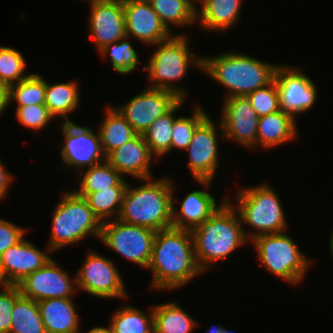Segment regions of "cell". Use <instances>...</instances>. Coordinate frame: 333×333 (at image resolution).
<instances>
[{
  "mask_svg": "<svg viewBox=\"0 0 333 333\" xmlns=\"http://www.w3.org/2000/svg\"><path fill=\"white\" fill-rule=\"evenodd\" d=\"M147 268L152 272L150 287L156 290L181 288L203 273L196 262L191 230L170 227L157 231Z\"/></svg>",
  "mask_w": 333,
  "mask_h": 333,
  "instance_id": "cell-1",
  "label": "cell"
},
{
  "mask_svg": "<svg viewBox=\"0 0 333 333\" xmlns=\"http://www.w3.org/2000/svg\"><path fill=\"white\" fill-rule=\"evenodd\" d=\"M229 199L224 196L218 209L191 230L196 262L203 273L210 263L226 260L238 247L250 242Z\"/></svg>",
  "mask_w": 333,
  "mask_h": 333,
  "instance_id": "cell-2",
  "label": "cell"
},
{
  "mask_svg": "<svg viewBox=\"0 0 333 333\" xmlns=\"http://www.w3.org/2000/svg\"><path fill=\"white\" fill-rule=\"evenodd\" d=\"M139 187L125 188L118 220L143 226L155 232L173 227L172 193L174 185L169 178L143 179Z\"/></svg>",
  "mask_w": 333,
  "mask_h": 333,
  "instance_id": "cell-3",
  "label": "cell"
},
{
  "mask_svg": "<svg viewBox=\"0 0 333 333\" xmlns=\"http://www.w3.org/2000/svg\"><path fill=\"white\" fill-rule=\"evenodd\" d=\"M277 66L241 52H224L203 57L202 71L228 89L224 98H230L246 96L269 84Z\"/></svg>",
  "mask_w": 333,
  "mask_h": 333,
  "instance_id": "cell-4",
  "label": "cell"
},
{
  "mask_svg": "<svg viewBox=\"0 0 333 333\" xmlns=\"http://www.w3.org/2000/svg\"><path fill=\"white\" fill-rule=\"evenodd\" d=\"M156 45L158 49L150 55L148 65L143 66L151 83L148 87L169 90L181 99H186L187 92L184 88L177 87L174 81L185 78L191 65L202 71L203 57L191 52L188 38L182 33H174Z\"/></svg>",
  "mask_w": 333,
  "mask_h": 333,
  "instance_id": "cell-5",
  "label": "cell"
},
{
  "mask_svg": "<svg viewBox=\"0 0 333 333\" xmlns=\"http://www.w3.org/2000/svg\"><path fill=\"white\" fill-rule=\"evenodd\" d=\"M238 190L237 203L232 206L238 212L241 224L253 229L249 230L251 232L244 230L249 241L260 235L286 231L288 222L284 209L272 186L265 183Z\"/></svg>",
  "mask_w": 333,
  "mask_h": 333,
  "instance_id": "cell-6",
  "label": "cell"
},
{
  "mask_svg": "<svg viewBox=\"0 0 333 333\" xmlns=\"http://www.w3.org/2000/svg\"><path fill=\"white\" fill-rule=\"evenodd\" d=\"M56 205L48 247L52 251L70 244H80L90 234L100 239L101 222L93 214L86 199L75 191L61 193Z\"/></svg>",
  "mask_w": 333,
  "mask_h": 333,
  "instance_id": "cell-7",
  "label": "cell"
},
{
  "mask_svg": "<svg viewBox=\"0 0 333 333\" xmlns=\"http://www.w3.org/2000/svg\"><path fill=\"white\" fill-rule=\"evenodd\" d=\"M284 233L260 235L251 243L262 267L288 284L296 285L303 281L312 262L292 237Z\"/></svg>",
  "mask_w": 333,
  "mask_h": 333,
  "instance_id": "cell-8",
  "label": "cell"
},
{
  "mask_svg": "<svg viewBox=\"0 0 333 333\" xmlns=\"http://www.w3.org/2000/svg\"><path fill=\"white\" fill-rule=\"evenodd\" d=\"M156 232L118 219L102 222L100 240L122 257L147 269Z\"/></svg>",
  "mask_w": 333,
  "mask_h": 333,
  "instance_id": "cell-9",
  "label": "cell"
},
{
  "mask_svg": "<svg viewBox=\"0 0 333 333\" xmlns=\"http://www.w3.org/2000/svg\"><path fill=\"white\" fill-rule=\"evenodd\" d=\"M89 252L80 270L75 274L77 289L98 298L127 299L126 287L112 259L95 251Z\"/></svg>",
  "mask_w": 333,
  "mask_h": 333,
  "instance_id": "cell-10",
  "label": "cell"
},
{
  "mask_svg": "<svg viewBox=\"0 0 333 333\" xmlns=\"http://www.w3.org/2000/svg\"><path fill=\"white\" fill-rule=\"evenodd\" d=\"M222 134L221 124H216L208 116L195 130L191 142L185 149L188 152V168L192 178L203 187L210 188L219 165L218 133Z\"/></svg>",
  "mask_w": 333,
  "mask_h": 333,
  "instance_id": "cell-11",
  "label": "cell"
},
{
  "mask_svg": "<svg viewBox=\"0 0 333 333\" xmlns=\"http://www.w3.org/2000/svg\"><path fill=\"white\" fill-rule=\"evenodd\" d=\"M61 158L67 168L77 171L89 168L106 160L101 148L99 132L96 134L90 127L79 126L75 122H62Z\"/></svg>",
  "mask_w": 333,
  "mask_h": 333,
  "instance_id": "cell-12",
  "label": "cell"
},
{
  "mask_svg": "<svg viewBox=\"0 0 333 333\" xmlns=\"http://www.w3.org/2000/svg\"><path fill=\"white\" fill-rule=\"evenodd\" d=\"M274 80L278 88L280 110L291 115L310 110L317 100V89L311 78L296 67L278 65Z\"/></svg>",
  "mask_w": 333,
  "mask_h": 333,
  "instance_id": "cell-13",
  "label": "cell"
},
{
  "mask_svg": "<svg viewBox=\"0 0 333 333\" xmlns=\"http://www.w3.org/2000/svg\"><path fill=\"white\" fill-rule=\"evenodd\" d=\"M181 98L165 89L147 88L129 102L115 108L137 134H143L152 123L168 112Z\"/></svg>",
  "mask_w": 333,
  "mask_h": 333,
  "instance_id": "cell-14",
  "label": "cell"
},
{
  "mask_svg": "<svg viewBox=\"0 0 333 333\" xmlns=\"http://www.w3.org/2000/svg\"><path fill=\"white\" fill-rule=\"evenodd\" d=\"M65 270L52 258L42 268L20 281V294L36 302L51 298H72L77 291L76 275L70 279Z\"/></svg>",
  "mask_w": 333,
  "mask_h": 333,
  "instance_id": "cell-15",
  "label": "cell"
},
{
  "mask_svg": "<svg viewBox=\"0 0 333 333\" xmlns=\"http://www.w3.org/2000/svg\"><path fill=\"white\" fill-rule=\"evenodd\" d=\"M221 124L223 139L257 149L258 115L246 96L224 98Z\"/></svg>",
  "mask_w": 333,
  "mask_h": 333,
  "instance_id": "cell-16",
  "label": "cell"
},
{
  "mask_svg": "<svg viewBox=\"0 0 333 333\" xmlns=\"http://www.w3.org/2000/svg\"><path fill=\"white\" fill-rule=\"evenodd\" d=\"M49 252L53 251L48 246L43 251L24 238L9 247L0 256V284L17 285L52 259Z\"/></svg>",
  "mask_w": 333,
  "mask_h": 333,
  "instance_id": "cell-17",
  "label": "cell"
},
{
  "mask_svg": "<svg viewBox=\"0 0 333 333\" xmlns=\"http://www.w3.org/2000/svg\"><path fill=\"white\" fill-rule=\"evenodd\" d=\"M123 6L128 38L155 46L173 35L147 0H123Z\"/></svg>",
  "mask_w": 333,
  "mask_h": 333,
  "instance_id": "cell-18",
  "label": "cell"
},
{
  "mask_svg": "<svg viewBox=\"0 0 333 333\" xmlns=\"http://www.w3.org/2000/svg\"><path fill=\"white\" fill-rule=\"evenodd\" d=\"M90 10L88 28L98 51L127 36L123 0L92 2Z\"/></svg>",
  "mask_w": 333,
  "mask_h": 333,
  "instance_id": "cell-19",
  "label": "cell"
},
{
  "mask_svg": "<svg viewBox=\"0 0 333 333\" xmlns=\"http://www.w3.org/2000/svg\"><path fill=\"white\" fill-rule=\"evenodd\" d=\"M152 159L154 156L150 153L142 134H137L106 157V161L123 177L130 175L141 180L152 178Z\"/></svg>",
  "mask_w": 333,
  "mask_h": 333,
  "instance_id": "cell-20",
  "label": "cell"
},
{
  "mask_svg": "<svg viewBox=\"0 0 333 333\" xmlns=\"http://www.w3.org/2000/svg\"><path fill=\"white\" fill-rule=\"evenodd\" d=\"M174 193H172V225L178 229L192 230L202 221L208 219L221 204L205 190H193L187 193L178 210Z\"/></svg>",
  "mask_w": 333,
  "mask_h": 333,
  "instance_id": "cell-21",
  "label": "cell"
},
{
  "mask_svg": "<svg viewBox=\"0 0 333 333\" xmlns=\"http://www.w3.org/2000/svg\"><path fill=\"white\" fill-rule=\"evenodd\" d=\"M72 298H51L38 301L46 333H79V319Z\"/></svg>",
  "mask_w": 333,
  "mask_h": 333,
  "instance_id": "cell-22",
  "label": "cell"
},
{
  "mask_svg": "<svg viewBox=\"0 0 333 333\" xmlns=\"http://www.w3.org/2000/svg\"><path fill=\"white\" fill-rule=\"evenodd\" d=\"M296 120L279 110L258 118L257 146L265 150L274 148L298 137Z\"/></svg>",
  "mask_w": 333,
  "mask_h": 333,
  "instance_id": "cell-23",
  "label": "cell"
},
{
  "mask_svg": "<svg viewBox=\"0 0 333 333\" xmlns=\"http://www.w3.org/2000/svg\"><path fill=\"white\" fill-rule=\"evenodd\" d=\"M241 2L243 0H205L201 9H197V21L206 31H225L239 21Z\"/></svg>",
  "mask_w": 333,
  "mask_h": 333,
  "instance_id": "cell-24",
  "label": "cell"
},
{
  "mask_svg": "<svg viewBox=\"0 0 333 333\" xmlns=\"http://www.w3.org/2000/svg\"><path fill=\"white\" fill-rule=\"evenodd\" d=\"M77 81L49 84L45 80V103L51 115L60 117L64 122H71L69 115L80 105V91Z\"/></svg>",
  "mask_w": 333,
  "mask_h": 333,
  "instance_id": "cell-25",
  "label": "cell"
},
{
  "mask_svg": "<svg viewBox=\"0 0 333 333\" xmlns=\"http://www.w3.org/2000/svg\"><path fill=\"white\" fill-rule=\"evenodd\" d=\"M105 111L98 132L102 151L107 157L112 151L134 138L137 133L115 107L107 105Z\"/></svg>",
  "mask_w": 333,
  "mask_h": 333,
  "instance_id": "cell-26",
  "label": "cell"
},
{
  "mask_svg": "<svg viewBox=\"0 0 333 333\" xmlns=\"http://www.w3.org/2000/svg\"><path fill=\"white\" fill-rule=\"evenodd\" d=\"M154 333H192L197 323L176 302L153 305Z\"/></svg>",
  "mask_w": 333,
  "mask_h": 333,
  "instance_id": "cell-27",
  "label": "cell"
},
{
  "mask_svg": "<svg viewBox=\"0 0 333 333\" xmlns=\"http://www.w3.org/2000/svg\"><path fill=\"white\" fill-rule=\"evenodd\" d=\"M186 99H180L168 112L158 117L152 125L143 132V137L147 143L150 153L155 157V160L169 154L171 152V129L177 110ZM157 158V159H156Z\"/></svg>",
  "mask_w": 333,
  "mask_h": 333,
  "instance_id": "cell-28",
  "label": "cell"
},
{
  "mask_svg": "<svg viewBox=\"0 0 333 333\" xmlns=\"http://www.w3.org/2000/svg\"><path fill=\"white\" fill-rule=\"evenodd\" d=\"M165 27L173 33L170 25L185 27L196 24L197 3L194 0H147Z\"/></svg>",
  "mask_w": 333,
  "mask_h": 333,
  "instance_id": "cell-29",
  "label": "cell"
},
{
  "mask_svg": "<svg viewBox=\"0 0 333 333\" xmlns=\"http://www.w3.org/2000/svg\"><path fill=\"white\" fill-rule=\"evenodd\" d=\"M86 170V171H85ZM81 170L76 182H80L76 193H92L111 186H127L126 179L106 160L92 167Z\"/></svg>",
  "mask_w": 333,
  "mask_h": 333,
  "instance_id": "cell-30",
  "label": "cell"
},
{
  "mask_svg": "<svg viewBox=\"0 0 333 333\" xmlns=\"http://www.w3.org/2000/svg\"><path fill=\"white\" fill-rule=\"evenodd\" d=\"M150 309L147 313L135 306L123 305L110 318L113 333H154L152 306Z\"/></svg>",
  "mask_w": 333,
  "mask_h": 333,
  "instance_id": "cell-31",
  "label": "cell"
},
{
  "mask_svg": "<svg viewBox=\"0 0 333 333\" xmlns=\"http://www.w3.org/2000/svg\"><path fill=\"white\" fill-rule=\"evenodd\" d=\"M125 188L126 186H111L109 189L97 192L77 194L86 199L93 214L102 223L113 218L117 219Z\"/></svg>",
  "mask_w": 333,
  "mask_h": 333,
  "instance_id": "cell-32",
  "label": "cell"
},
{
  "mask_svg": "<svg viewBox=\"0 0 333 333\" xmlns=\"http://www.w3.org/2000/svg\"><path fill=\"white\" fill-rule=\"evenodd\" d=\"M10 333H46L36 301L22 295L15 300Z\"/></svg>",
  "mask_w": 333,
  "mask_h": 333,
  "instance_id": "cell-33",
  "label": "cell"
},
{
  "mask_svg": "<svg viewBox=\"0 0 333 333\" xmlns=\"http://www.w3.org/2000/svg\"><path fill=\"white\" fill-rule=\"evenodd\" d=\"M9 104L15 101L17 106L45 103V79L37 73L30 75L9 87Z\"/></svg>",
  "mask_w": 333,
  "mask_h": 333,
  "instance_id": "cell-34",
  "label": "cell"
},
{
  "mask_svg": "<svg viewBox=\"0 0 333 333\" xmlns=\"http://www.w3.org/2000/svg\"><path fill=\"white\" fill-rule=\"evenodd\" d=\"M127 39L129 38L126 36L117 42L107 44L98 51L104 58L110 56L112 68L121 75L132 73L140 62L138 53Z\"/></svg>",
  "mask_w": 333,
  "mask_h": 333,
  "instance_id": "cell-35",
  "label": "cell"
},
{
  "mask_svg": "<svg viewBox=\"0 0 333 333\" xmlns=\"http://www.w3.org/2000/svg\"><path fill=\"white\" fill-rule=\"evenodd\" d=\"M204 110L205 108L197 105L190 117L180 116L174 120L171 129V151L175 148L185 150L188 147L196 128L208 117Z\"/></svg>",
  "mask_w": 333,
  "mask_h": 333,
  "instance_id": "cell-36",
  "label": "cell"
},
{
  "mask_svg": "<svg viewBox=\"0 0 333 333\" xmlns=\"http://www.w3.org/2000/svg\"><path fill=\"white\" fill-rule=\"evenodd\" d=\"M26 66L21 52L11 47L0 46V81L8 88L30 75L25 73Z\"/></svg>",
  "mask_w": 333,
  "mask_h": 333,
  "instance_id": "cell-37",
  "label": "cell"
},
{
  "mask_svg": "<svg viewBox=\"0 0 333 333\" xmlns=\"http://www.w3.org/2000/svg\"><path fill=\"white\" fill-rule=\"evenodd\" d=\"M258 117L280 110L278 88L273 79L269 84L246 95Z\"/></svg>",
  "mask_w": 333,
  "mask_h": 333,
  "instance_id": "cell-38",
  "label": "cell"
},
{
  "mask_svg": "<svg viewBox=\"0 0 333 333\" xmlns=\"http://www.w3.org/2000/svg\"><path fill=\"white\" fill-rule=\"evenodd\" d=\"M15 112L17 121L34 131L44 129L51 120L55 119L44 104L16 106Z\"/></svg>",
  "mask_w": 333,
  "mask_h": 333,
  "instance_id": "cell-39",
  "label": "cell"
},
{
  "mask_svg": "<svg viewBox=\"0 0 333 333\" xmlns=\"http://www.w3.org/2000/svg\"><path fill=\"white\" fill-rule=\"evenodd\" d=\"M0 333H10L15 300L21 295L17 285L0 284Z\"/></svg>",
  "mask_w": 333,
  "mask_h": 333,
  "instance_id": "cell-40",
  "label": "cell"
},
{
  "mask_svg": "<svg viewBox=\"0 0 333 333\" xmlns=\"http://www.w3.org/2000/svg\"><path fill=\"white\" fill-rule=\"evenodd\" d=\"M26 230L13 222L0 218V256L9 247L16 245L25 236Z\"/></svg>",
  "mask_w": 333,
  "mask_h": 333,
  "instance_id": "cell-41",
  "label": "cell"
},
{
  "mask_svg": "<svg viewBox=\"0 0 333 333\" xmlns=\"http://www.w3.org/2000/svg\"><path fill=\"white\" fill-rule=\"evenodd\" d=\"M13 176L14 175H12L11 172H8L0 160V200L6 197L11 183L13 182Z\"/></svg>",
  "mask_w": 333,
  "mask_h": 333,
  "instance_id": "cell-42",
  "label": "cell"
},
{
  "mask_svg": "<svg viewBox=\"0 0 333 333\" xmlns=\"http://www.w3.org/2000/svg\"><path fill=\"white\" fill-rule=\"evenodd\" d=\"M9 88L0 81V115L7 109L9 105L8 101Z\"/></svg>",
  "mask_w": 333,
  "mask_h": 333,
  "instance_id": "cell-43",
  "label": "cell"
},
{
  "mask_svg": "<svg viewBox=\"0 0 333 333\" xmlns=\"http://www.w3.org/2000/svg\"><path fill=\"white\" fill-rule=\"evenodd\" d=\"M87 333H113L111 325L109 324L107 327H94L87 331Z\"/></svg>",
  "mask_w": 333,
  "mask_h": 333,
  "instance_id": "cell-44",
  "label": "cell"
},
{
  "mask_svg": "<svg viewBox=\"0 0 333 333\" xmlns=\"http://www.w3.org/2000/svg\"><path fill=\"white\" fill-rule=\"evenodd\" d=\"M207 333V332H206ZM208 333H233L232 331H230V330H227L226 328H224L223 326H211L210 328H209V331H208Z\"/></svg>",
  "mask_w": 333,
  "mask_h": 333,
  "instance_id": "cell-45",
  "label": "cell"
},
{
  "mask_svg": "<svg viewBox=\"0 0 333 333\" xmlns=\"http://www.w3.org/2000/svg\"><path fill=\"white\" fill-rule=\"evenodd\" d=\"M332 234L330 235V243H329V248L333 257V232H331Z\"/></svg>",
  "mask_w": 333,
  "mask_h": 333,
  "instance_id": "cell-46",
  "label": "cell"
},
{
  "mask_svg": "<svg viewBox=\"0 0 333 333\" xmlns=\"http://www.w3.org/2000/svg\"><path fill=\"white\" fill-rule=\"evenodd\" d=\"M86 1H88L89 3H92V2L102 1V0H86Z\"/></svg>",
  "mask_w": 333,
  "mask_h": 333,
  "instance_id": "cell-47",
  "label": "cell"
},
{
  "mask_svg": "<svg viewBox=\"0 0 333 333\" xmlns=\"http://www.w3.org/2000/svg\"><path fill=\"white\" fill-rule=\"evenodd\" d=\"M205 0H194V3L195 2H200L201 4L204 2Z\"/></svg>",
  "mask_w": 333,
  "mask_h": 333,
  "instance_id": "cell-48",
  "label": "cell"
}]
</instances>
